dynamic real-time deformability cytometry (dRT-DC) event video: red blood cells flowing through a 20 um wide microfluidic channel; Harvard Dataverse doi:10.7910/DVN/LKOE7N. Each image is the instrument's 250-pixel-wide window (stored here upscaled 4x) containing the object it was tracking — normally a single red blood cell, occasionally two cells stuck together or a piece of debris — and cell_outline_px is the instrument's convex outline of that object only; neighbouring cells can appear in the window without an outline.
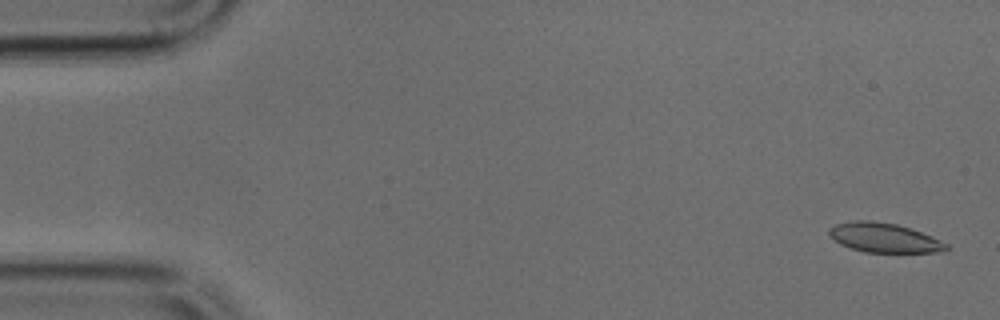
{"species": "common noctule bat (a hibernating species)", "species_latin": "Nyctalus noctula", "temperature_condition": "cold", "stored_images_in_passage": 49, "camera_frame_rate_fps": 3000, "um_per_image_px": 0.085, "animal": {"sex": "male", "body_mass_g": 17.9, "forearm_length_mm": 54.2}, "frame": {"image": 1, "passage_image": 2, "time_ms": 0.333, "image_size_px": [1000, 320], "cell_outline_px": [[948, 248], [936, 252], [864, 252], [840, 244], [828, 232], [836, 224], [852, 220], [872, 220], [896, 224], [932, 236], [948, 244]], "centroid_in_image_um": [75.15, 20.2], "position_along_channel_um": 9.9, "area_um2": 19.71}}
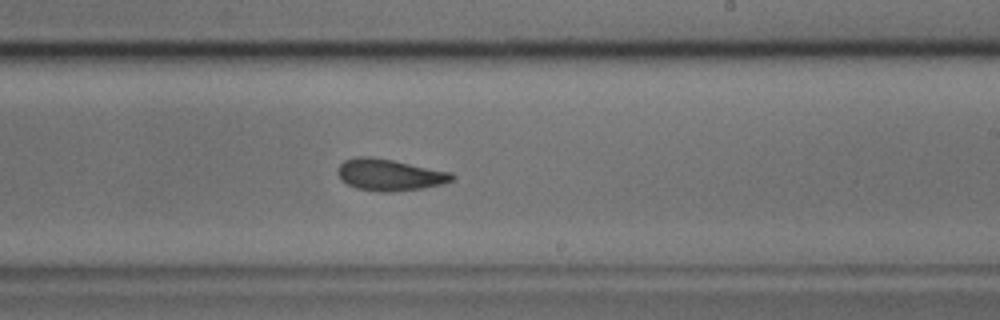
{"frame": {"image": 2, "passage_image": 29, "time_ms": 9.333, "image_size_px": [1000, 320], "cell_outline_px": [[456, 176], [452, 180], [444, 184], [420, 188], [392, 192], [380, 192], [356, 188], [340, 180], [336, 172], [340, 164], [344, 160], [356, 156], [368, 156], [392, 160], [452, 172]], "centroid_in_image_um": [33.09, 14.86], "position_along_channel_um": 255.9, "area_um2": 21.15}}
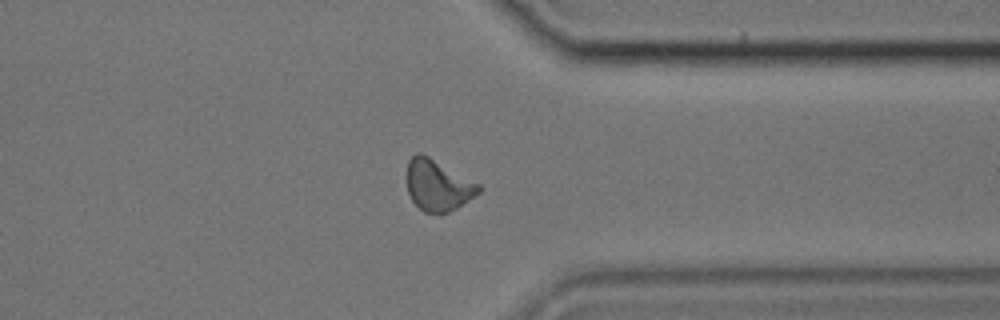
{"frame": {"image": 3, "passage_image": 38, "time_ms": 12.333, "image_size_px": [1000, 320], "cell_outline_px": [[480, 192], [456, 208], [448, 212], [424, 212], [412, 200], [408, 192], [408, 160], [416, 152], [420, 152], [428, 156], [480, 184]], "centroid_in_image_um": [37.21, 15.73], "position_along_channel_um": 374.2, "area_um2": 20.92}}